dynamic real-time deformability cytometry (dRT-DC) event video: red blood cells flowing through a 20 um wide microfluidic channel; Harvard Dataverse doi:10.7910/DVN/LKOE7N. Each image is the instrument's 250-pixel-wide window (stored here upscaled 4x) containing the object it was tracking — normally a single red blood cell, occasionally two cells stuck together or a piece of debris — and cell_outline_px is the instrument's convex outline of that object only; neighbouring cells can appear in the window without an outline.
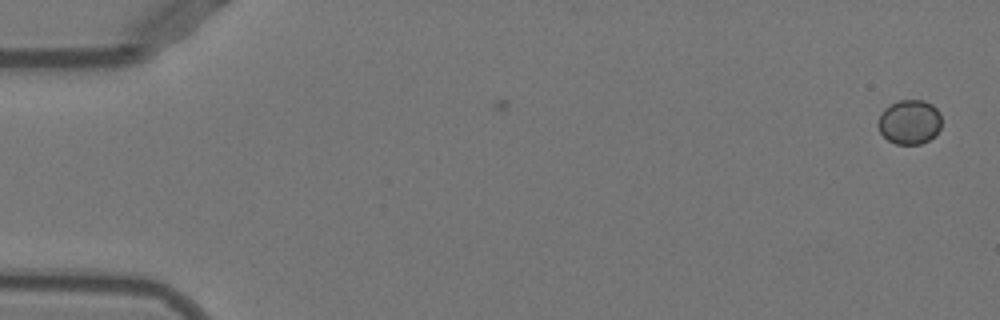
{"species": "Egyptian fruit bat (a non-hibernating species)", "species_latin": "Rousettus aegyptiacus", "temperature_condition": "warm", "stored_images_in_passage": 3, "camera_frame_rate_fps": 3000, "um_per_image_px": 0.085, "animal": {"sex": "female"}, "frame": {"image": 1, "passage_image": 1, "time_ms": 0.0, "image_size_px": [1000, 320], "cell_outline_px": [[940, 128], [936, 136], [920, 144], [896, 144], [888, 140], [880, 132], [876, 124], [880, 112], [884, 108], [900, 100], [924, 100], [932, 104], [940, 112]], "centroid_in_image_um": [77.3, 10.37], "position_along_channel_um": 7.7, "area_um2": 16.65}}